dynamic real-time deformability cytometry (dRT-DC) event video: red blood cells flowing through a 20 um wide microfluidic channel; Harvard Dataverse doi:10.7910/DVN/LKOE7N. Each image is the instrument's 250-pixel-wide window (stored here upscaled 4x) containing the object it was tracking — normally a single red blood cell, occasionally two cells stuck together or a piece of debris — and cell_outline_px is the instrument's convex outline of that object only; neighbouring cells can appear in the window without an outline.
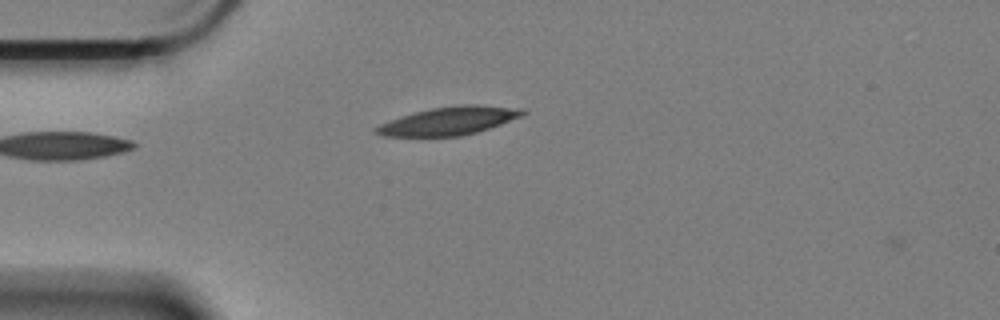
{"species": "Egyptian fruit bat (a non-hibernating species)", "species_latin": "Rousettus aegyptiacus", "temperature_condition": "cold", "stored_images_in_passage": 44, "camera_frame_rate_fps": 3000, "um_per_image_px": 0.085, "animal": {"sex": "female"}, "frame": {"image": 1, "passage_image": 4, "time_ms": 1.0, "image_size_px": [1000, 320], "cell_outline_px": [[528, 112], [520, 116], [500, 124], [476, 132], [460, 136], [384, 136], [372, 132], [372, 128], [388, 120], [412, 112], [432, 108], [456, 104], [476, 104], [524, 108]], "centroid_in_image_um": [38.12, 10.26], "position_along_channel_um": 46.9, "area_um2": 24.22}}
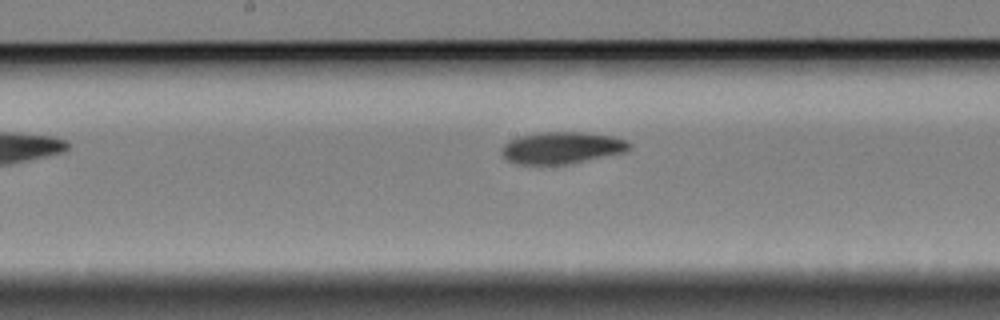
{"frame": {"image": 2, "passage_image": 19, "time_ms": 6.0, "image_size_px": [1000, 320], "cell_outline_px": [[632, 148], [624, 152], [568, 164], [516, 164], [508, 160], [500, 152], [504, 144], [520, 136], [540, 132], [584, 132], [612, 136], [624, 140], [632, 144]], "centroid_in_image_um": [47.76, 12.56], "position_along_channel_um": 200.4, "area_um2": 23.52}}
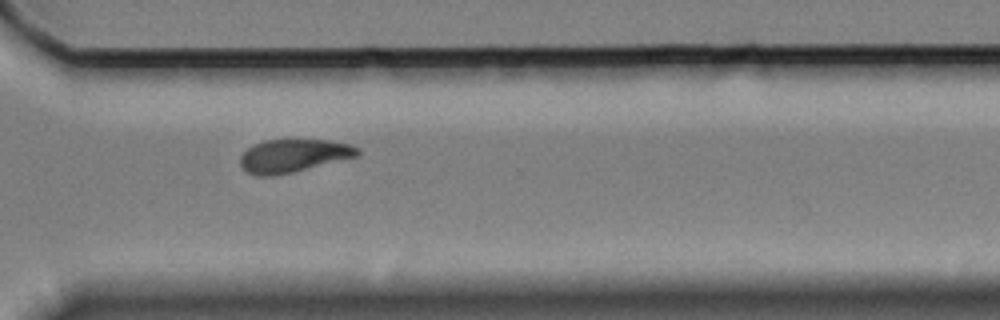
{"frame": {"image": 3, "passage_image": 32, "time_ms": 10.333, "image_size_px": [1000, 320], "cell_outline_px": [[360, 156], [292, 172], [272, 176], [256, 176], [248, 172], [240, 164], [240, 156], [252, 144], [264, 140], [332, 140], [352, 144], [360, 148]], "centroid_in_image_um": [24.98, 13.22], "position_along_channel_um": 345.6, "area_um2": 22.77}, "authors_computed_cell_mechanics": {"area_um2": 23.3512, "velocity_mm_per_s": 3.3586, "shape_relaxation_time_tau1_ms": 6.7444, "shape_relaxation_time_tau2_ms": 8.1555, "deformation_change_tau1": 0.177, "deformation_change_tau2": 0.137}}